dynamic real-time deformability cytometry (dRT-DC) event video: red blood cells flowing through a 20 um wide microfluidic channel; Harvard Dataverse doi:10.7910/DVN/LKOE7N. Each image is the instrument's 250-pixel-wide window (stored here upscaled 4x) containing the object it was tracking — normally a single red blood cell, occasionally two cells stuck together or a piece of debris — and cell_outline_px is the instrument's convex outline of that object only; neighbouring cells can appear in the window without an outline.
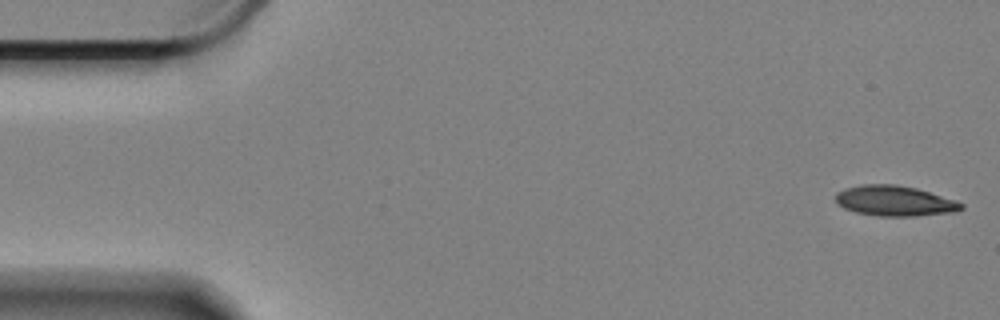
{"species": "Egyptian fruit bat (a non-hibernating species)", "species_latin": "Rousettus aegyptiacus", "temperature_condition": "cold", "stored_images_in_passage": 58, "camera_frame_rate_fps": 3000, "um_per_image_px": 0.085, "animal": {"sex": "female"}, "frame": {"image": 1, "passage_image": 1, "time_ms": 0.0, "image_size_px": [1000, 320], "cell_outline_px": [[964, 208], [952, 212], [916, 216], [876, 216], [856, 212], [844, 208], [836, 200], [836, 192], [844, 188], [860, 184], [896, 184], [916, 188], [964, 204]], "centroid_in_image_um": [75.99, 17.07], "position_along_channel_um": 9.0, "area_um2": 22.02}}
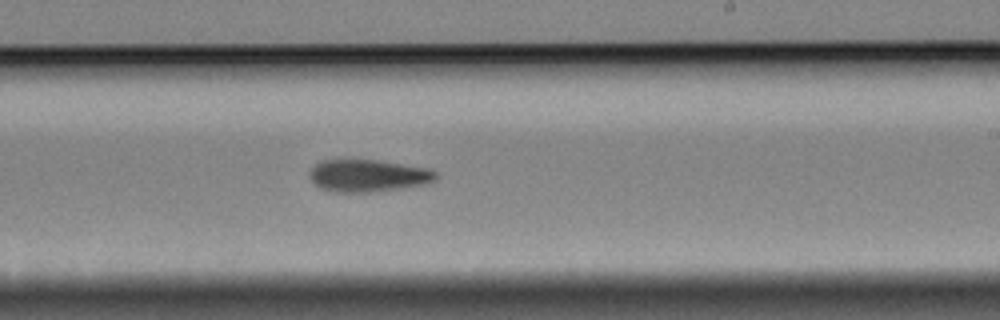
{"frame": {"image": 2, "passage_image": 34, "time_ms": 11.0, "image_size_px": [1000, 320], "cell_outline_px": [[436, 180], [428, 184], [404, 188], [368, 192], [332, 192], [320, 188], [308, 176], [308, 172], [316, 164], [324, 160], [376, 160], [428, 168], [436, 172]], "centroid_in_image_um": [31.29, 14.94], "position_along_channel_um": 257.7, "area_um2": 23.76}}
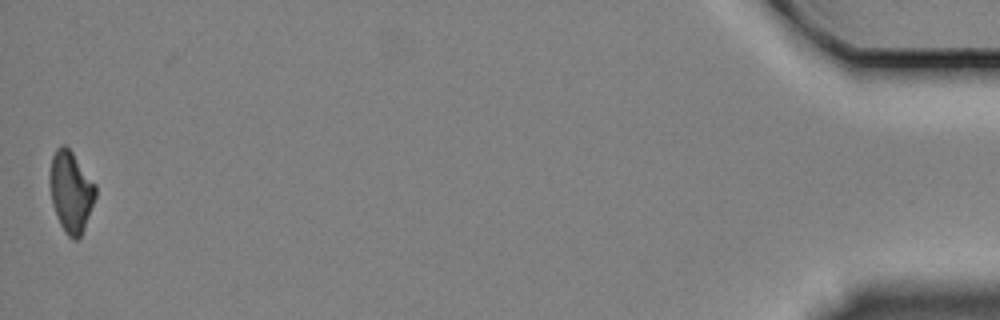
{"frame": {"image": 3, "passage_image": 58, "time_ms": 19.0, "image_size_px": [1000, 320], "cell_outline_px": [[96, 196], [84, 228], [80, 236], [76, 240], [72, 240], [64, 232], [60, 224], [52, 204], [48, 176], [52, 156], [56, 148], [64, 144], [72, 152], [96, 184]], "centroid_in_image_um": [6.01, 16.28], "position_along_channel_um": 429.2, "area_um2": 21.68}, "authors_computed_cell_mechanics": {"area_um2": 23.0622, "velocity_mm_per_s": 3.3339, "shape_relaxation_time_tau1_ms": 5.3306, "shape_relaxation_time_tau2_ms": null, "deformation_change_tau1": 0.136, "deformation_change_tau2": null}}